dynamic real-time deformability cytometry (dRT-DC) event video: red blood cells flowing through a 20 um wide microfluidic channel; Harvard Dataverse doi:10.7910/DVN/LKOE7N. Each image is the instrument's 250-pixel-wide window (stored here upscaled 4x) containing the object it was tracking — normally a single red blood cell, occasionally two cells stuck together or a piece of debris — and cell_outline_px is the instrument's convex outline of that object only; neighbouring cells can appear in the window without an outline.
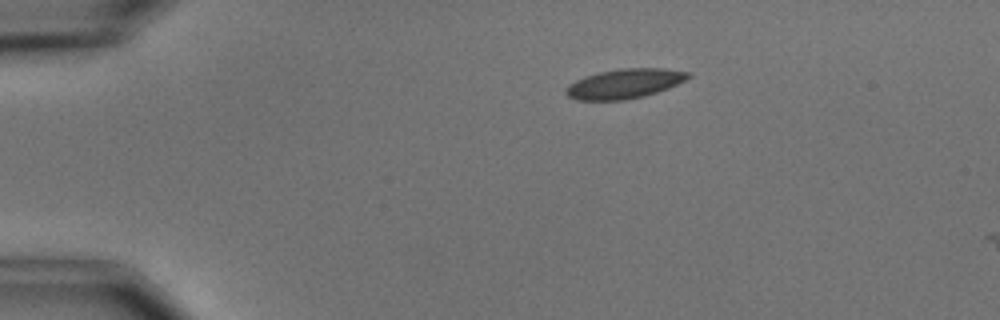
{"species": "common noctule bat (a hibernating species)", "species_latin": "Nyctalus noctula", "temperature_condition": "cold", "stored_images_in_passage": 2, "camera_frame_rate_fps": 3000, "um_per_image_px": 0.085, "animal": {"sex": "male", "body_mass_g": 15.6}, "frame": {"image": 1, "passage_image": 1, "time_ms": 0.0, "image_size_px": [1000, 320], "cell_outline_px": [[692, 76], [668, 88], [644, 96], [624, 100], [576, 100], [568, 96], [564, 92], [564, 88], [568, 84], [584, 76], [596, 72], [620, 68], [664, 68], [692, 72]], "centroid_in_image_um": [53.06, 7.1], "position_along_channel_um": 31.9, "area_um2": 21.33}}